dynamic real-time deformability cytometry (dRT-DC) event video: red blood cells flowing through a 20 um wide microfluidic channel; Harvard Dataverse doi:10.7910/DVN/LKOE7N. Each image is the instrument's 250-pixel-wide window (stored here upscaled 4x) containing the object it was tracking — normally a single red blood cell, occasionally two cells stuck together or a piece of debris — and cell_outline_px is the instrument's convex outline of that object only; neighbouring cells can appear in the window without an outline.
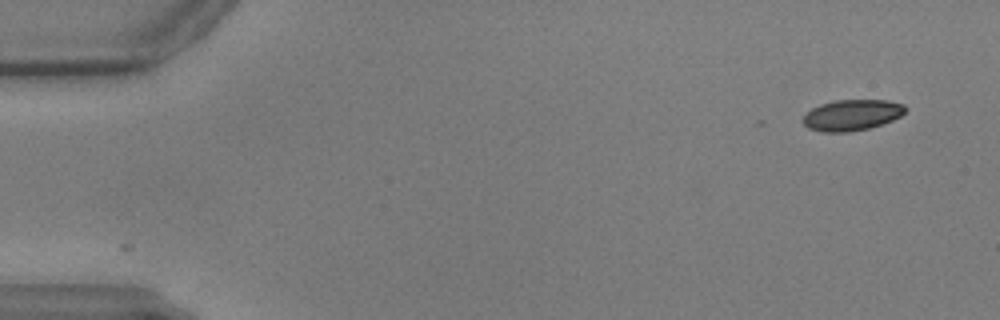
{"species": "common noctule bat (a hibernating species)", "species_latin": "Nyctalus noctula", "temperature_condition": "warm", "stored_images_in_passage": 16, "camera_frame_rate_fps": 3000, "um_per_image_px": 0.085, "animal": {"sex": "male", "body_mass_g": 17.9, "forearm_length_mm": 54.2}, "frame": {"image": 1, "passage_image": 1, "time_ms": 0.0, "image_size_px": [1000, 320], "cell_outline_px": [[904, 112], [900, 116], [892, 120], [868, 128], [848, 132], [824, 132], [808, 128], [800, 120], [812, 108], [820, 104], [836, 100], [884, 100], [904, 104]], "centroid_in_image_um": [72.36, 9.78], "position_along_channel_um": 12.6, "area_um2": 18.26}}
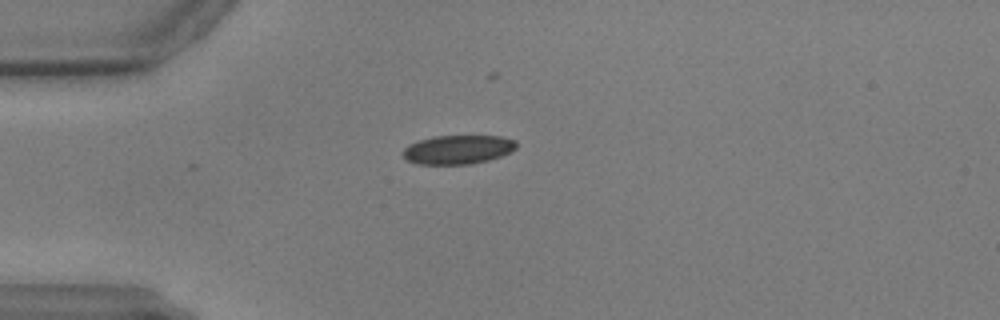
{"frame": {"image": 2, "passage_image": 13, "time_ms": 4.0, "image_size_px": [1000, 320], "cell_outline_px": [[516, 148], [512, 152], [488, 160], [472, 164], [416, 164], [404, 160], [400, 152], [408, 144], [416, 140], [432, 136], [500, 136], [516, 140]], "centroid_in_image_um": [38.85, 12.71], "position_along_channel_um": 46.1, "area_um2": 19.54}}